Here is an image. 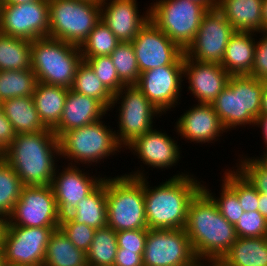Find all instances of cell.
I'll return each instance as SVG.
<instances>
[{
  "label": "cell",
  "mask_w": 267,
  "mask_h": 266,
  "mask_svg": "<svg viewBox=\"0 0 267 266\" xmlns=\"http://www.w3.org/2000/svg\"><path fill=\"white\" fill-rule=\"evenodd\" d=\"M145 170L124 174L133 178L144 177V203L148 229L185 228L191 200L202 189V182L193 174L179 172L157 186H151ZM148 177V178H147Z\"/></svg>",
  "instance_id": "6da1fadb"
},
{
  "label": "cell",
  "mask_w": 267,
  "mask_h": 266,
  "mask_svg": "<svg viewBox=\"0 0 267 266\" xmlns=\"http://www.w3.org/2000/svg\"><path fill=\"white\" fill-rule=\"evenodd\" d=\"M184 229L200 262L219 261L238 238L234 225L222 216L203 189L189 204Z\"/></svg>",
  "instance_id": "7a4b0ae2"
},
{
  "label": "cell",
  "mask_w": 267,
  "mask_h": 266,
  "mask_svg": "<svg viewBox=\"0 0 267 266\" xmlns=\"http://www.w3.org/2000/svg\"><path fill=\"white\" fill-rule=\"evenodd\" d=\"M0 156L17 173L23 186L51 185L59 168L56 163L60 160L59 141L48 128L36 133H19Z\"/></svg>",
  "instance_id": "3957f363"
},
{
  "label": "cell",
  "mask_w": 267,
  "mask_h": 266,
  "mask_svg": "<svg viewBox=\"0 0 267 266\" xmlns=\"http://www.w3.org/2000/svg\"><path fill=\"white\" fill-rule=\"evenodd\" d=\"M264 81L250 75L229 77L226 87L211 103L224 129L228 132L242 125H255L261 111ZM246 125V126H245Z\"/></svg>",
  "instance_id": "277c9868"
},
{
  "label": "cell",
  "mask_w": 267,
  "mask_h": 266,
  "mask_svg": "<svg viewBox=\"0 0 267 266\" xmlns=\"http://www.w3.org/2000/svg\"><path fill=\"white\" fill-rule=\"evenodd\" d=\"M113 130L101 119L63 133L58 138L60 158L70 161L68 165L79 166L81 163L89 167L93 166V163L96 165L101 160H107V157L124 149L117 141L116 130Z\"/></svg>",
  "instance_id": "5b68a950"
},
{
  "label": "cell",
  "mask_w": 267,
  "mask_h": 266,
  "mask_svg": "<svg viewBox=\"0 0 267 266\" xmlns=\"http://www.w3.org/2000/svg\"><path fill=\"white\" fill-rule=\"evenodd\" d=\"M83 61L79 46L43 37L31 41V69L37 81L71 88Z\"/></svg>",
  "instance_id": "8992f818"
},
{
  "label": "cell",
  "mask_w": 267,
  "mask_h": 266,
  "mask_svg": "<svg viewBox=\"0 0 267 266\" xmlns=\"http://www.w3.org/2000/svg\"><path fill=\"white\" fill-rule=\"evenodd\" d=\"M107 226L116 232L148 229L144 203V177L106 176Z\"/></svg>",
  "instance_id": "52a82bcc"
},
{
  "label": "cell",
  "mask_w": 267,
  "mask_h": 266,
  "mask_svg": "<svg viewBox=\"0 0 267 266\" xmlns=\"http://www.w3.org/2000/svg\"><path fill=\"white\" fill-rule=\"evenodd\" d=\"M101 19L93 0H49V37L80 46Z\"/></svg>",
  "instance_id": "ba28073f"
},
{
  "label": "cell",
  "mask_w": 267,
  "mask_h": 266,
  "mask_svg": "<svg viewBox=\"0 0 267 266\" xmlns=\"http://www.w3.org/2000/svg\"><path fill=\"white\" fill-rule=\"evenodd\" d=\"M149 7L150 20L183 51L193 42L209 9L195 0H156Z\"/></svg>",
  "instance_id": "9c48e42d"
},
{
  "label": "cell",
  "mask_w": 267,
  "mask_h": 266,
  "mask_svg": "<svg viewBox=\"0 0 267 266\" xmlns=\"http://www.w3.org/2000/svg\"><path fill=\"white\" fill-rule=\"evenodd\" d=\"M116 104L121 105L117 109L119 129L115 133L124 151L137 137L153 129L154 120L163 115L135 85L124 86L115 93L109 111H113L115 106L118 107Z\"/></svg>",
  "instance_id": "30bf717a"
},
{
  "label": "cell",
  "mask_w": 267,
  "mask_h": 266,
  "mask_svg": "<svg viewBox=\"0 0 267 266\" xmlns=\"http://www.w3.org/2000/svg\"><path fill=\"white\" fill-rule=\"evenodd\" d=\"M199 262L184 228L148 229L143 266H197Z\"/></svg>",
  "instance_id": "8fae6325"
},
{
  "label": "cell",
  "mask_w": 267,
  "mask_h": 266,
  "mask_svg": "<svg viewBox=\"0 0 267 266\" xmlns=\"http://www.w3.org/2000/svg\"><path fill=\"white\" fill-rule=\"evenodd\" d=\"M61 216L51 185L23 186L6 225L59 227Z\"/></svg>",
  "instance_id": "7c38bea8"
},
{
  "label": "cell",
  "mask_w": 267,
  "mask_h": 266,
  "mask_svg": "<svg viewBox=\"0 0 267 266\" xmlns=\"http://www.w3.org/2000/svg\"><path fill=\"white\" fill-rule=\"evenodd\" d=\"M57 228L6 225L2 242L4 265L43 266L50 236Z\"/></svg>",
  "instance_id": "4fadbf2b"
},
{
  "label": "cell",
  "mask_w": 267,
  "mask_h": 266,
  "mask_svg": "<svg viewBox=\"0 0 267 266\" xmlns=\"http://www.w3.org/2000/svg\"><path fill=\"white\" fill-rule=\"evenodd\" d=\"M0 33L30 41L49 37V0L1 4Z\"/></svg>",
  "instance_id": "5bb4252c"
},
{
  "label": "cell",
  "mask_w": 267,
  "mask_h": 266,
  "mask_svg": "<svg viewBox=\"0 0 267 266\" xmlns=\"http://www.w3.org/2000/svg\"><path fill=\"white\" fill-rule=\"evenodd\" d=\"M234 32L229 21L217 7L209 8L184 55L192 60L220 64L229 38Z\"/></svg>",
  "instance_id": "9a60e30c"
},
{
  "label": "cell",
  "mask_w": 267,
  "mask_h": 266,
  "mask_svg": "<svg viewBox=\"0 0 267 266\" xmlns=\"http://www.w3.org/2000/svg\"><path fill=\"white\" fill-rule=\"evenodd\" d=\"M140 73L164 65H184V51L150 19L132 40Z\"/></svg>",
  "instance_id": "2e32d148"
},
{
  "label": "cell",
  "mask_w": 267,
  "mask_h": 266,
  "mask_svg": "<svg viewBox=\"0 0 267 266\" xmlns=\"http://www.w3.org/2000/svg\"><path fill=\"white\" fill-rule=\"evenodd\" d=\"M184 65H164L140 73L135 85L162 114L180 104ZM179 103V104H178ZM176 105V106H175Z\"/></svg>",
  "instance_id": "e0dca14e"
},
{
  "label": "cell",
  "mask_w": 267,
  "mask_h": 266,
  "mask_svg": "<svg viewBox=\"0 0 267 266\" xmlns=\"http://www.w3.org/2000/svg\"><path fill=\"white\" fill-rule=\"evenodd\" d=\"M61 168L62 171L56 168L51 187L62 218L71 214L78 202L87 197L104 178L102 175H89L91 173L84 172V168L80 169L79 166L65 165Z\"/></svg>",
  "instance_id": "ac0fdd59"
},
{
  "label": "cell",
  "mask_w": 267,
  "mask_h": 266,
  "mask_svg": "<svg viewBox=\"0 0 267 266\" xmlns=\"http://www.w3.org/2000/svg\"><path fill=\"white\" fill-rule=\"evenodd\" d=\"M230 76L219 63L192 60L184 55L183 78L197 103L211 104L226 87Z\"/></svg>",
  "instance_id": "d6986e66"
},
{
  "label": "cell",
  "mask_w": 267,
  "mask_h": 266,
  "mask_svg": "<svg viewBox=\"0 0 267 266\" xmlns=\"http://www.w3.org/2000/svg\"><path fill=\"white\" fill-rule=\"evenodd\" d=\"M174 131L185 141L202 145L214 143L224 132L227 133L212 105L200 103L181 114L175 122Z\"/></svg>",
  "instance_id": "ffe728a7"
},
{
  "label": "cell",
  "mask_w": 267,
  "mask_h": 266,
  "mask_svg": "<svg viewBox=\"0 0 267 266\" xmlns=\"http://www.w3.org/2000/svg\"><path fill=\"white\" fill-rule=\"evenodd\" d=\"M166 131L153 128L149 132L137 137L125 149L134 153L144 165L160 169L176 166L181 160V147Z\"/></svg>",
  "instance_id": "44dd1931"
},
{
  "label": "cell",
  "mask_w": 267,
  "mask_h": 266,
  "mask_svg": "<svg viewBox=\"0 0 267 266\" xmlns=\"http://www.w3.org/2000/svg\"><path fill=\"white\" fill-rule=\"evenodd\" d=\"M100 6L101 20L120 42H132L150 19V7L140 15L137 0H104Z\"/></svg>",
  "instance_id": "7402d4cb"
},
{
  "label": "cell",
  "mask_w": 267,
  "mask_h": 266,
  "mask_svg": "<svg viewBox=\"0 0 267 266\" xmlns=\"http://www.w3.org/2000/svg\"><path fill=\"white\" fill-rule=\"evenodd\" d=\"M107 112L108 110L98 100L69 89L60 122L53 132L59 138L69 130L103 119Z\"/></svg>",
  "instance_id": "603a6c76"
},
{
  "label": "cell",
  "mask_w": 267,
  "mask_h": 266,
  "mask_svg": "<svg viewBox=\"0 0 267 266\" xmlns=\"http://www.w3.org/2000/svg\"><path fill=\"white\" fill-rule=\"evenodd\" d=\"M253 32L235 31L229 38L221 66L231 75H250L253 68L255 43Z\"/></svg>",
  "instance_id": "cb8c5ba5"
},
{
  "label": "cell",
  "mask_w": 267,
  "mask_h": 266,
  "mask_svg": "<svg viewBox=\"0 0 267 266\" xmlns=\"http://www.w3.org/2000/svg\"><path fill=\"white\" fill-rule=\"evenodd\" d=\"M263 0H217V8L235 31L263 32Z\"/></svg>",
  "instance_id": "d4e9b609"
},
{
  "label": "cell",
  "mask_w": 267,
  "mask_h": 266,
  "mask_svg": "<svg viewBox=\"0 0 267 266\" xmlns=\"http://www.w3.org/2000/svg\"><path fill=\"white\" fill-rule=\"evenodd\" d=\"M69 88L46 83H36L32 95L43 125L54 129L60 122Z\"/></svg>",
  "instance_id": "484cf974"
},
{
  "label": "cell",
  "mask_w": 267,
  "mask_h": 266,
  "mask_svg": "<svg viewBox=\"0 0 267 266\" xmlns=\"http://www.w3.org/2000/svg\"><path fill=\"white\" fill-rule=\"evenodd\" d=\"M16 134L36 133L47 128L41 122L32 96L10 98L0 103Z\"/></svg>",
  "instance_id": "4316f807"
},
{
  "label": "cell",
  "mask_w": 267,
  "mask_h": 266,
  "mask_svg": "<svg viewBox=\"0 0 267 266\" xmlns=\"http://www.w3.org/2000/svg\"><path fill=\"white\" fill-rule=\"evenodd\" d=\"M219 261L224 266H267V237H238Z\"/></svg>",
  "instance_id": "83f0119b"
},
{
  "label": "cell",
  "mask_w": 267,
  "mask_h": 266,
  "mask_svg": "<svg viewBox=\"0 0 267 266\" xmlns=\"http://www.w3.org/2000/svg\"><path fill=\"white\" fill-rule=\"evenodd\" d=\"M68 216L75 223L86 224L96 230L107 226L106 175L87 197L78 202L76 209Z\"/></svg>",
  "instance_id": "f1b7e54d"
},
{
  "label": "cell",
  "mask_w": 267,
  "mask_h": 266,
  "mask_svg": "<svg viewBox=\"0 0 267 266\" xmlns=\"http://www.w3.org/2000/svg\"><path fill=\"white\" fill-rule=\"evenodd\" d=\"M86 263V253L76 248L60 228L55 229L46 247L43 266H84Z\"/></svg>",
  "instance_id": "f546056e"
},
{
  "label": "cell",
  "mask_w": 267,
  "mask_h": 266,
  "mask_svg": "<svg viewBox=\"0 0 267 266\" xmlns=\"http://www.w3.org/2000/svg\"><path fill=\"white\" fill-rule=\"evenodd\" d=\"M31 69V41L0 33V71Z\"/></svg>",
  "instance_id": "4dcf8cb0"
},
{
  "label": "cell",
  "mask_w": 267,
  "mask_h": 266,
  "mask_svg": "<svg viewBox=\"0 0 267 266\" xmlns=\"http://www.w3.org/2000/svg\"><path fill=\"white\" fill-rule=\"evenodd\" d=\"M118 250L116 231L109 226L95 230L92 243L86 252L91 266H113Z\"/></svg>",
  "instance_id": "1f68e13d"
},
{
  "label": "cell",
  "mask_w": 267,
  "mask_h": 266,
  "mask_svg": "<svg viewBox=\"0 0 267 266\" xmlns=\"http://www.w3.org/2000/svg\"><path fill=\"white\" fill-rule=\"evenodd\" d=\"M70 89L98 100L109 111L114 95L103 85L85 61L78 66Z\"/></svg>",
  "instance_id": "d6a6232c"
},
{
  "label": "cell",
  "mask_w": 267,
  "mask_h": 266,
  "mask_svg": "<svg viewBox=\"0 0 267 266\" xmlns=\"http://www.w3.org/2000/svg\"><path fill=\"white\" fill-rule=\"evenodd\" d=\"M37 82L32 69L0 71V103L10 98L32 96Z\"/></svg>",
  "instance_id": "836d02e7"
},
{
  "label": "cell",
  "mask_w": 267,
  "mask_h": 266,
  "mask_svg": "<svg viewBox=\"0 0 267 266\" xmlns=\"http://www.w3.org/2000/svg\"><path fill=\"white\" fill-rule=\"evenodd\" d=\"M120 41L100 19L87 38L79 46L83 59L110 56Z\"/></svg>",
  "instance_id": "e575fe53"
},
{
  "label": "cell",
  "mask_w": 267,
  "mask_h": 266,
  "mask_svg": "<svg viewBox=\"0 0 267 266\" xmlns=\"http://www.w3.org/2000/svg\"><path fill=\"white\" fill-rule=\"evenodd\" d=\"M23 185L17 173L0 156V214L6 218L20 198Z\"/></svg>",
  "instance_id": "d590c367"
},
{
  "label": "cell",
  "mask_w": 267,
  "mask_h": 266,
  "mask_svg": "<svg viewBox=\"0 0 267 266\" xmlns=\"http://www.w3.org/2000/svg\"><path fill=\"white\" fill-rule=\"evenodd\" d=\"M119 79L126 85H136L140 71L132 42H120L110 54Z\"/></svg>",
  "instance_id": "8d00e7d4"
},
{
  "label": "cell",
  "mask_w": 267,
  "mask_h": 266,
  "mask_svg": "<svg viewBox=\"0 0 267 266\" xmlns=\"http://www.w3.org/2000/svg\"><path fill=\"white\" fill-rule=\"evenodd\" d=\"M223 176L222 180L237 194L244 212L258 211L259 193L250 182L234 167L226 169Z\"/></svg>",
  "instance_id": "74e56055"
},
{
  "label": "cell",
  "mask_w": 267,
  "mask_h": 266,
  "mask_svg": "<svg viewBox=\"0 0 267 266\" xmlns=\"http://www.w3.org/2000/svg\"><path fill=\"white\" fill-rule=\"evenodd\" d=\"M221 193L219 196L212 192L206 185L202 183V189L213 199L216 203L222 216L232 225H236L243 215L244 210L241 207L237 194L222 180ZM214 193V194H213Z\"/></svg>",
  "instance_id": "f35d334b"
},
{
  "label": "cell",
  "mask_w": 267,
  "mask_h": 266,
  "mask_svg": "<svg viewBox=\"0 0 267 266\" xmlns=\"http://www.w3.org/2000/svg\"><path fill=\"white\" fill-rule=\"evenodd\" d=\"M241 156L235 168L258 191L259 199H267V169L253 156ZM239 163V164H238Z\"/></svg>",
  "instance_id": "ab89813d"
},
{
  "label": "cell",
  "mask_w": 267,
  "mask_h": 266,
  "mask_svg": "<svg viewBox=\"0 0 267 266\" xmlns=\"http://www.w3.org/2000/svg\"><path fill=\"white\" fill-rule=\"evenodd\" d=\"M94 71L103 85L114 95L126 86L120 79L110 56L83 59Z\"/></svg>",
  "instance_id": "60d3db41"
},
{
  "label": "cell",
  "mask_w": 267,
  "mask_h": 266,
  "mask_svg": "<svg viewBox=\"0 0 267 266\" xmlns=\"http://www.w3.org/2000/svg\"><path fill=\"white\" fill-rule=\"evenodd\" d=\"M59 228L76 248L85 253L89 250L96 229L86 224L75 223L69 216L61 218Z\"/></svg>",
  "instance_id": "b9f144b4"
},
{
  "label": "cell",
  "mask_w": 267,
  "mask_h": 266,
  "mask_svg": "<svg viewBox=\"0 0 267 266\" xmlns=\"http://www.w3.org/2000/svg\"><path fill=\"white\" fill-rule=\"evenodd\" d=\"M234 227L237 237H267V220L259 211L244 212Z\"/></svg>",
  "instance_id": "7bdbcfd3"
},
{
  "label": "cell",
  "mask_w": 267,
  "mask_h": 266,
  "mask_svg": "<svg viewBox=\"0 0 267 266\" xmlns=\"http://www.w3.org/2000/svg\"><path fill=\"white\" fill-rule=\"evenodd\" d=\"M148 229L123 230L116 232L118 248L143 254Z\"/></svg>",
  "instance_id": "ee69618b"
},
{
  "label": "cell",
  "mask_w": 267,
  "mask_h": 266,
  "mask_svg": "<svg viewBox=\"0 0 267 266\" xmlns=\"http://www.w3.org/2000/svg\"><path fill=\"white\" fill-rule=\"evenodd\" d=\"M261 38H256L254 62L250 76L258 80L267 81V32H260Z\"/></svg>",
  "instance_id": "f6af8a7d"
},
{
  "label": "cell",
  "mask_w": 267,
  "mask_h": 266,
  "mask_svg": "<svg viewBox=\"0 0 267 266\" xmlns=\"http://www.w3.org/2000/svg\"><path fill=\"white\" fill-rule=\"evenodd\" d=\"M16 133L0 106V155L9 147Z\"/></svg>",
  "instance_id": "bcb514c9"
},
{
  "label": "cell",
  "mask_w": 267,
  "mask_h": 266,
  "mask_svg": "<svg viewBox=\"0 0 267 266\" xmlns=\"http://www.w3.org/2000/svg\"><path fill=\"white\" fill-rule=\"evenodd\" d=\"M113 266H143V254L118 248Z\"/></svg>",
  "instance_id": "7dc6e473"
},
{
  "label": "cell",
  "mask_w": 267,
  "mask_h": 266,
  "mask_svg": "<svg viewBox=\"0 0 267 266\" xmlns=\"http://www.w3.org/2000/svg\"><path fill=\"white\" fill-rule=\"evenodd\" d=\"M258 127L260 128V131L262 133V139L264 140V144H265V148L267 152V114H260L257 118H256V121H255V125L254 127Z\"/></svg>",
  "instance_id": "c3c4849f"
},
{
  "label": "cell",
  "mask_w": 267,
  "mask_h": 266,
  "mask_svg": "<svg viewBox=\"0 0 267 266\" xmlns=\"http://www.w3.org/2000/svg\"><path fill=\"white\" fill-rule=\"evenodd\" d=\"M260 114H267V81H264V89L261 98Z\"/></svg>",
  "instance_id": "681fc988"
},
{
  "label": "cell",
  "mask_w": 267,
  "mask_h": 266,
  "mask_svg": "<svg viewBox=\"0 0 267 266\" xmlns=\"http://www.w3.org/2000/svg\"><path fill=\"white\" fill-rule=\"evenodd\" d=\"M262 22L263 32H267V0H263L262 3Z\"/></svg>",
  "instance_id": "f907efd6"
},
{
  "label": "cell",
  "mask_w": 267,
  "mask_h": 266,
  "mask_svg": "<svg viewBox=\"0 0 267 266\" xmlns=\"http://www.w3.org/2000/svg\"><path fill=\"white\" fill-rule=\"evenodd\" d=\"M258 206V211L267 220V199H259Z\"/></svg>",
  "instance_id": "816d5d0a"
},
{
  "label": "cell",
  "mask_w": 267,
  "mask_h": 266,
  "mask_svg": "<svg viewBox=\"0 0 267 266\" xmlns=\"http://www.w3.org/2000/svg\"><path fill=\"white\" fill-rule=\"evenodd\" d=\"M7 218L0 214V247H2L3 235L6 229Z\"/></svg>",
  "instance_id": "f5cc1de1"
},
{
  "label": "cell",
  "mask_w": 267,
  "mask_h": 266,
  "mask_svg": "<svg viewBox=\"0 0 267 266\" xmlns=\"http://www.w3.org/2000/svg\"><path fill=\"white\" fill-rule=\"evenodd\" d=\"M38 0H2L1 4H15V5H20L23 3H30V2H35Z\"/></svg>",
  "instance_id": "db71d44e"
},
{
  "label": "cell",
  "mask_w": 267,
  "mask_h": 266,
  "mask_svg": "<svg viewBox=\"0 0 267 266\" xmlns=\"http://www.w3.org/2000/svg\"><path fill=\"white\" fill-rule=\"evenodd\" d=\"M200 266H224L220 261H201Z\"/></svg>",
  "instance_id": "11a10c76"
},
{
  "label": "cell",
  "mask_w": 267,
  "mask_h": 266,
  "mask_svg": "<svg viewBox=\"0 0 267 266\" xmlns=\"http://www.w3.org/2000/svg\"><path fill=\"white\" fill-rule=\"evenodd\" d=\"M261 157H255L266 169H267V152L263 151V154L260 155Z\"/></svg>",
  "instance_id": "9f6ffc18"
},
{
  "label": "cell",
  "mask_w": 267,
  "mask_h": 266,
  "mask_svg": "<svg viewBox=\"0 0 267 266\" xmlns=\"http://www.w3.org/2000/svg\"><path fill=\"white\" fill-rule=\"evenodd\" d=\"M204 3L208 8H213L217 6V0H195Z\"/></svg>",
  "instance_id": "6f0895ef"
},
{
  "label": "cell",
  "mask_w": 267,
  "mask_h": 266,
  "mask_svg": "<svg viewBox=\"0 0 267 266\" xmlns=\"http://www.w3.org/2000/svg\"><path fill=\"white\" fill-rule=\"evenodd\" d=\"M0 266H4L3 250L0 247Z\"/></svg>",
  "instance_id": "680465c9"
},
{
  "label": "cell",
  "mask_w": 267,
  "mask_h": 266,
  "mask_svg": "<svg viewBox=\"0 0 267 266\" xmlns=\"http://www.w3.org/2000/svg\"><path fill=\"white\" fill-rule=\"evenodd\" d=\"M4 266H38V265H4Z\"/></svg>",
  "instance_id": "91938a15"
},
{
  "label": "cell",
  "mask_w": 267,
  "mask_h": 266,
  "mask_svg": "<svg viewBox=\"0 0 267 266\" xmlns=\"http://www.w3.org/2000/svg\"><path fill=\"white\" fill-rule=\"evenodd\" d=\"M93 1H96V2L101 3V2L104 1V0H93Z\"/></svg>",
  "instance_id": "94428289"
}]
</instances>
